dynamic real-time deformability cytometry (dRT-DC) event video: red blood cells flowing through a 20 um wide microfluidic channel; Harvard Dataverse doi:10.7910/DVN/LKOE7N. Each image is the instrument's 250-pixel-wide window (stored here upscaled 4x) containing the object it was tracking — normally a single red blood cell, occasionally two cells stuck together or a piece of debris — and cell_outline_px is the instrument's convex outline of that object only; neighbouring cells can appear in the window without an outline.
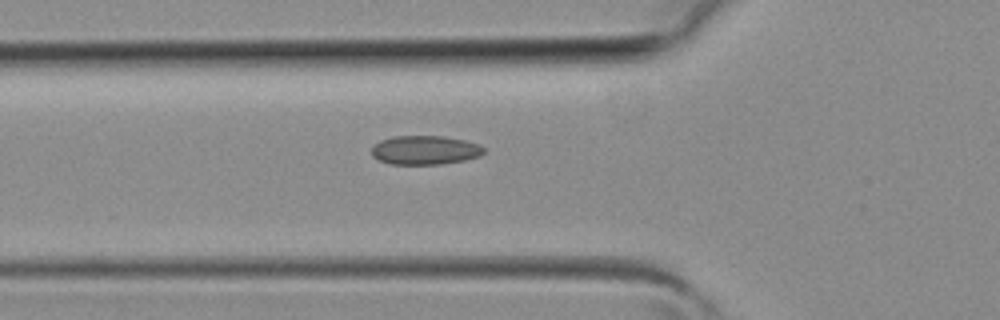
{"species": "common noctule bat (a hibernating species)", "species_latin": "Nyctalus noctula", "temperature_condition": "room temperature", "stored_images_in_passage": 27, "camera_frame_rate_fps": 3000, "um_per_image_px": 0.085, "animal": {"sex": "female", "body_mass_g": 19.3, "forearm_length_mm": 54.1}, "frame": {"image": 1, "passage_image": 3, "time_ms": 0.667, "image_size_px": [1000, 320], "cell_outline_px": [[484, 152], [480, 156], [464, 160], [440, 164], [388, 164], [372, 156], [372, 148], [380, 140], [392, 136], [444, 136], [464, 140], [480, 144], [484, 148]], "centroid_in_image_um": [36.13, 12.75], "position_along_channel_um": 89.7, "area_um2": 18.96}}
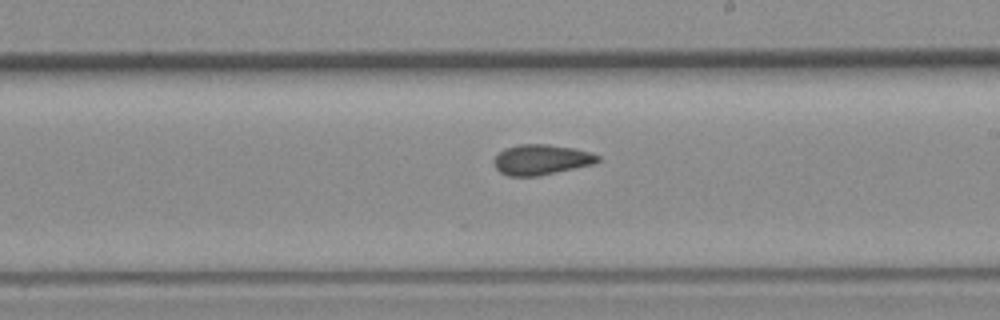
{"frame": {"image": 2, "passage_image": 12, "time_ms": 3.667, "image_size_px": [1000, 320], "cell_outline_px": [[600, 160], [592, 164], [536, 176], [508, 176], [500, 172], [496, 168], [496, 156], [504, 148], [520, 144], [548, 144], [572, 148], [592, 152], [600, 156]], "centroid_in_image_um": [46.02, 13.56], "position_along_channel_um": 243.0, "area_um2": 18.03}}
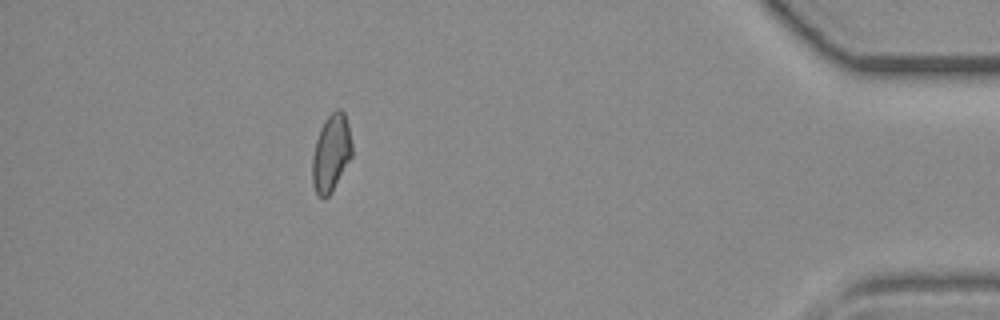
{"frame": {"image": 3, "passage_image": 25, "time_ms": 8.0, "image_size_px": [1000, 320], "cell_outline_px": [[352, 156], [328, 196], [324, 200], [316, 192], [312, 184], [312, 156], [316, 140], [320, 128], [324, 120], [336, 108], [340, 108], [344, 112], [348, 124], [352, 144]], "centroid_in_image_um": [28.14, 12.98], "position_along_channel_um": 407.1, "area_um2": 17.8}}